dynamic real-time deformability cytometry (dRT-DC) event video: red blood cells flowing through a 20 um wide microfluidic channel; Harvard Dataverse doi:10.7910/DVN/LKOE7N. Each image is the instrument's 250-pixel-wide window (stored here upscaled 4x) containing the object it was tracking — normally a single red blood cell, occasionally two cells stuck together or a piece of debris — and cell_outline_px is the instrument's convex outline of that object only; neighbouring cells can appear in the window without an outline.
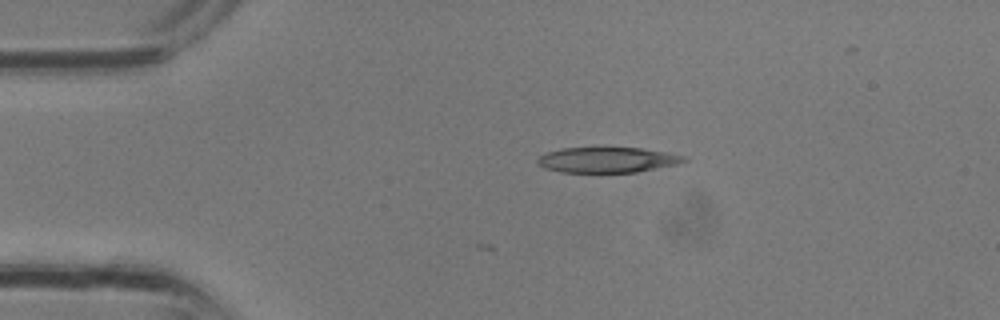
{"species": "common noctule bat (a hibernating species)", "species_latin": "Nyctalus noctula", "temperature_condition": "room temperature", "stored_images_in_passage": 3, "camera_frame_rate_fps": 3000, "um_per_image_px": 0.085, "animal": {"sex": "male", "body_mass_g": 13.3}, "frame": {"image": 1, "passage_image": 1, "time_ms": 0.0, "image_size_px": [1000, 320], "cell_outline_px": [[688, 160], [676, 164], [636, 172], [560, 172], [544, 168], [536, 164], [536, 160], [540, 156], [548, 152], [560, 148], [640, 148], [664, 152], [684, 156]], "centroid_in_image_um": [51.56, 13.59], "position_along_channel_um": 33.4, "area_um2": 21.44}}